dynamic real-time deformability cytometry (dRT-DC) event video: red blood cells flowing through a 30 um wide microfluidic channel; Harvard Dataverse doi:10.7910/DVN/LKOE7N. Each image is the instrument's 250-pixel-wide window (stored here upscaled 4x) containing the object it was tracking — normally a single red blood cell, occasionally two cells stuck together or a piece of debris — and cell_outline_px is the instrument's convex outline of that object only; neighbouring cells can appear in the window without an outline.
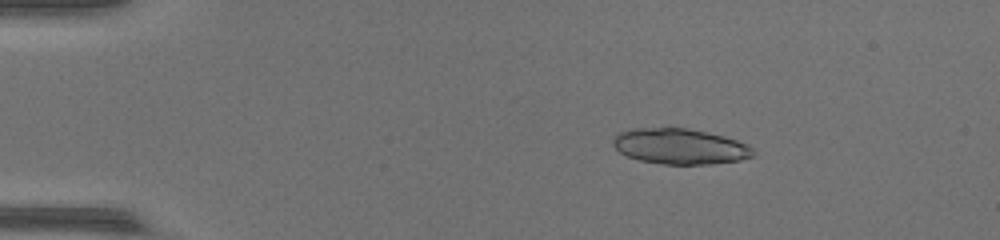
{"species": "common noctule bat (a hibernating species)", "species_latin": "Nyctalus noctula", "temperature_condition": "warm", "stored_images_in_passage": 51, "camera_frame_rate_fps": 3000, "um_per_image_px": 0.085, "animal": {"sex": "female", "body_mass_g": 17.0, "forearm_length_mm": 48.0}, "frame": {"image": 1, "passage_image": 9, "time_ms": 2.667, "image_size_px": [1000, 240], "cell_outline_px": [[756, 152], [752, 156], [740, 160], [712, 164], [664, 164], [640, 160], [628, 156], [620, 152], [612, 144], [612, 140], [620, 132], [632, 128], [688, 128], [724, 136], [748, 144]], "centroid_in_image_um": [57.81, 12.44], "position_along_channel_um": 27.2, "area_um2": 28.96}}
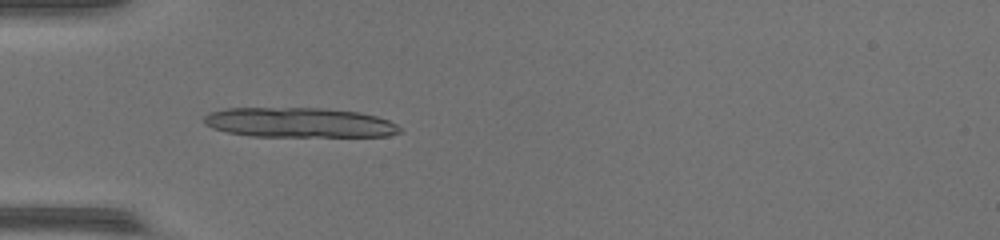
{"frame": {"image": 2, "passage_image": 17, "time_ms": 5.333, "image_size_px": [1000, 240], "cell_outline_px": [[400, 132], [388, 136], [252, 136], [228, 132], [212, 128], [204, 124], [204, 116], [208, 112], [228, 108], [320, 108], [360, 112], [376, 116], [388, 120], [396, 124], [400, 128]], "centroid_in_image_um": [25.41, 10.41], "position_along_channel_um": 59.6, "area_um2": 33.93}}